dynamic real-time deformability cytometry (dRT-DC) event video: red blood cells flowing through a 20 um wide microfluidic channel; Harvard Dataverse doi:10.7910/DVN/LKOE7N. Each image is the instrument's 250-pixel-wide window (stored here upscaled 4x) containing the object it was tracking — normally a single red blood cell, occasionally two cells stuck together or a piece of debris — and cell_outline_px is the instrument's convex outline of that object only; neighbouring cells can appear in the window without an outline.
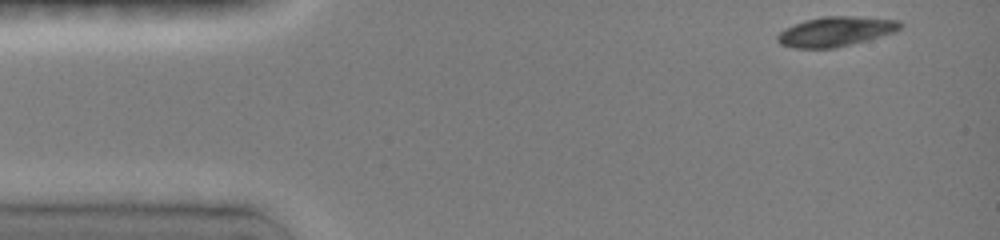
{"species": "common noctule bat (a hibernating species)", "species_latin": "Nyctalus noctula", "temperature_condition": "room temperature", "stored_images_in_passage": 10, "camera_frame_rate_fps": 3000, "um_per_image_px": 0.085, "animal": {"sex": "female", "body_mass_g": 19.0, "forearm_length_mm": 51.5}, "frame": {"image": 1, "passage_image": 1, "time_ms": 0.0, "image_size_px": [1000, 240], "cell_outline_px": [[904, 24], [896, 32], [836, 48], [792, 48], [780, 44], [776, 40], [776, 36], [780, 32], [796, 24], [808, 20], [824, 16], [848, 16], [896, 20]], "centroid_in_image_um": [71.03, 2.69], "position_along_channel_um": 14.0, "area_um2": 20.92}}
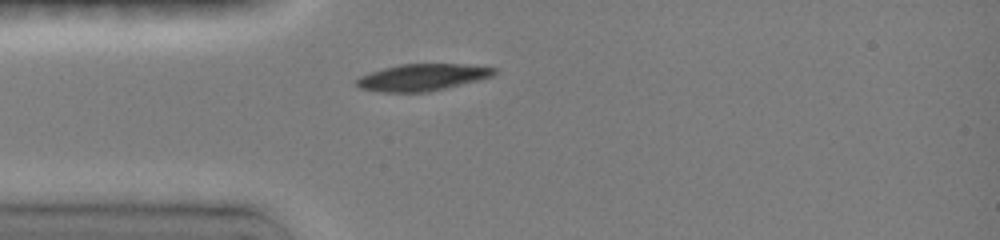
{"frame": {"image": 2, "passage_image": 6, "time_ms": 3.0, "image_size_px": [1000, 240], "cell_outline_px": [[496, 72], [492, 76], [428, 92], [384, 92], [360, 88], [356, 84], [356, 80], [360, 76], [384, 68], [400, 64], [460, 64], [496, 68]], "centroid_in_image_um": [35.87, 6.57], "position_along_channel_um": 49.1, "area_um2": 21.04}}
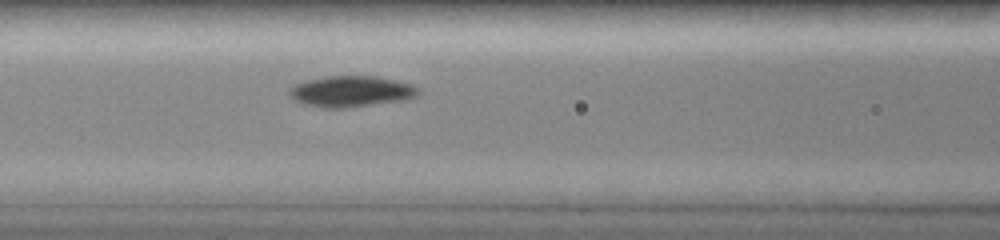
{"frame": {"image": 3, "passage_image": 10, "time_ms": 5.333, "image_size_px": [1000, 240], "cell_outline_px": [[420, 92], [416, 96], [404, 100], [344, 108], [324, 108], [304, 104], [296, 100], [288, 92], [288, 88], [304, 80], [328, 76], [376, 76], [408, 84], [416, 88]], "centroid_in_image_um": [29.79, 7.77], "position_along_channel_um": 136.8, "area_um2": 23.0}}